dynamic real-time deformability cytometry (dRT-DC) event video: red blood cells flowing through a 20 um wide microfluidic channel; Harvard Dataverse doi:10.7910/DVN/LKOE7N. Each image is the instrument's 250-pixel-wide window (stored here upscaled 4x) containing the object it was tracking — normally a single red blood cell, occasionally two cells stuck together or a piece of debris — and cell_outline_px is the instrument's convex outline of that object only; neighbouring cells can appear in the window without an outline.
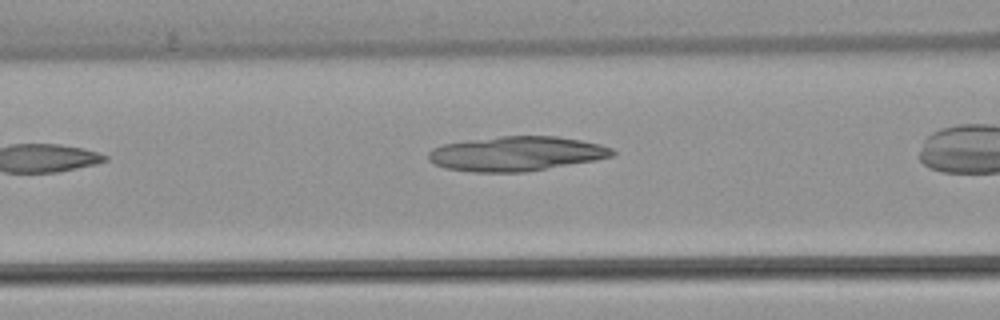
{"species": "common noctule bat (a hibernating species)", "species_latin": "Nyctalus noctula", "temperature_condition": "warm", "stored_images_in_passage": 23, "camera_frame_rate_fps": 3000, "um_per_image_px": 0.085, "animal": {"sex": "female", "body_mass_g": 22.7, "forearm_length_mm": 54.2}, "frame": {"image": 1, "passage_image": 7, "time_ms": 2.0, "image_size_px": [1000, 320], "cell_outline_px": [[616, 152], [612, 156], [596, 160], [524, 172], [472, 172], [444, 168], [432, 164], [428, 160], [428, 152], [432, 148], [444, 144], [468, 140], [500, 136], [556, 136], [580, 140], [600, 144], [612, 148]], "centroid_in_image_um": [43.85, 13.06], "position_along_channel_um": 122.7, "area_um2": 37.17}}